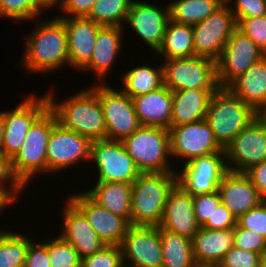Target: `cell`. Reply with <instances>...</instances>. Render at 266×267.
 Returning <instances> with one entry per match:
<instances>
[{"label":"cell","mask_w":266,"mask_h":267,"mask_svg":"<svg viewBox=\"0 0 266 267\" xmlns=\"http://www.w3.org/2000/svg\"><path fill=\"white\" fill-rule=\"evenodd\" d=\"M35 21L38 22H34V29L23 38L25 50L20 67L29 74H50L70 67L63 21L56 16L43 21L37 18Z\"/></svg>","instance_id":"obj_1"},{"label":"cell","mask_w":266,"mask_h":267,"mask_svg":"<svg viewBox=\"0 0 266 267\" xmlns=\"http://www.w3.org/2000/svg\"><path fill=\"white\" fill-rule=\"evenodd\" d=\"M51 90L45 94L49 109L55 114L57 123L91 141L107 139L101 103L92 88L87 87L75 92L68 98L60 100L59 103L56 100L54 89Z\"/></svg>","instance_id":"obj_2"},{"label":"cell","mask_w":266,"mask_h":267,"mask_svg":"<svg viewBox=\"0 0 266 267\" xmlns=\"http://www.w3.org/2000/svg\"><path fill=\"white\" fill-rule=\"evenodd\" d=\"M177 172L141 173L132 183L130 225L160 226Z\"/></svg>","instance_id":"obj_3"},{"label":"cell","mask_w":266,"mask_h":267,"mask_svg":"<svg viewBox=\"0 0 266 267\" xmlns=\"http://www.w3.org/2000/svg\"><path fill=\"white\" fill-rule=\"evenodd\" d=\"M56 123L55 114L48 108L30 127L24 144L11 159L13 175L25 190L33 177L47 176V144Z\"/></svg>","instance_id":"obj_4"},{"label":"cell","mask_w":266,"mask_h":267,"mask_svg":"<svg viewBox=\"0 0 266 267\" xmlns=\"http://www.w3.org/2000/svg\"><path fill=\"white\" fill-rule=\"evenodd\" d=\"M257 112L227 88H219L211 97L205 120L218 144L225 148L246 128Z\"/></svg>","instance_id":"obj_5"},{"label":"cell","mask_w":266,"mask_h":267,"mask_svg":"<svg viewBox=\"0 0 266 267\" xmlns=\"http://www.w3.org/2000/svg\"><path fill=\"white\" fill-rule=\"evenodd\" d=\"M122 143L141 173L177 171L174 163L169 162L171 152L168 129L140 126L130 136L124 138Z\"/></svg>","instance_id":"obj_6"},{"label":"cell","mask_w":266,"mask_h":267,"mask_svg":"<svg viewBox=\"0 0 266 267\" xmlns=\"http://www.w3.org/2000/svg\"><path fill=\"white\" fill-rule=\"evenodd\" d=\"M163 85L172 92L188 89H219L216 78V62L209 58L191 56L183 58L164 59Z\"/></svg>","instance_id":"obj_7"},{"label":"cell","mask_w":266,"mask_h":267,"mask_svg":"<svg viewBox=\"0 0 266 267\" xmlns=\"http://www.w3.org/2000/svg\"><path fill=\"white\" fill-rule=\"evenodd\" d=\"M92 85L90 87L101 103L107 139L122 141L141 126L130 96L121 89L110 87L109 83Z\"/></svg>","instance_id":"obj_8"},{"label":"cell","mask_w":266,"mask_h":267,"mask_svg":"<svg viewBox=\"0 0 266 267\" xmlns=\"http://www.w3.org/2000/svg\"><path fill=\"white\" fill-rule=\"evenodd\" d=\"M96 165V182L134 183L141 172L122 141L95 140L91 143L90 161Z\"/></svg>","instance_id":"obj_9"},{"label":"cell","mask_w":266,"mask_h":267,"mask_svg":"<svg viewBox=\"0 0 266 267\" xmlns=\"http://www.w3.org/2000/svg\"><path fill=\"white\" fill-rule=\"evenodd\" d=\"M40 96L28 94L15 108L3 111L5 126L0 152L10 160L24 144L30 127L49 108L46 94Z\"/></svg>","instance_id":"obj_10"},{"label":"cell","mask_w":266,"mask_h":267,"mask_svg":"<svg viewBox=\"0 0 266 267\" xmlns=\"http://www.w3.org/2000/svg\"><path fill=\"white\" fill-rule=\"evenodd\" d=\"M228 171L225 150H222L180 165V170L176 171L177 184L193 197L211 194L218 191V186Z\"/></svg>","instance_id":"obj_11"},{"label":"cell","mask_w":266,"mask_h":267,"mask_svg":"<svg viewBox=\"0 0 266 267\" xmlns=\"http://www.w3.org/2000/svg\"><path fill=\"white\" fill-rule=\"evenodd\" d=\"M264 56L265 53L257 44L236 28L216 61V78L219 88H226Z\"/></svg>","instance_id":"obj_12"},{"label":"cell","mask_w":266,"mask_h":267,"mask_svg":"<svg viewBox=\"0 0 266 267\" xmlns=\"http://www.w3.org/2000/svg\"><path fill=\"white\" fill-rule=\"evenodd\" d=\"M92 141L56 123L47 144V174L75 167L90 161Z\"/></svg>","instance_id":"obj_13"},{"label":"cell","mask_w":266,"mask_h":267,"mask_svg":"<svg viewBox=\"0 0 266 267\" xmlns=\"http://www.w3.org/2000/svg\"><path fill=\"white\" fill-rule=\"evenodd\" d=\"M192 27L195 55L216 62L224 45L237 28V23L229 6L224 3L208 18Z\"/></svg>","instance_id":"obj_14"},{"label":"cell","mask_w":266,"mask_h":267,"mask_svg":"<svg viewBox=\"0 0 266 267\" xmlns=\"http://www.w3.org/2000/svg\"><path fill=\"white\" fill-rule=\"evenodd\" d=\"M171 159L182 158L183 164L190 160L224 150L217 142L206 120L170 127Z\"/></svg>","instance_id":"obj_15"},{"label":"cell","mask_w":266,"mask_h":267,"mask_svg":"<svg viewBox=\"0 0 266 267\" xmlns=\"http://www.w3.org/2000/svg\"><path fill=\"white\" fill-rule=\"evenodd\" d=\"M229 171L245 172L266 161V127L256 117L225 148Z\"/></svg>","instance_id":"obj_16"},{"label":"cell","mask_w":266,"mask_h":267,"mask_svg":"<svg viewBox=\"0 0 266 267\" xmlns=\"http://www.w3.org/2000/svg\"><path fill=\"white\" fill-rule=\"evenodd\" d=\"M123 262L131 267H162L159 226L130 225L120 244Z\"/></svg>","instance_id":"obj_17"},{"label":"cell","mask_w":266,"mask_h":267,"mask_svg":"<svg viewBox=\"0 0 266 267\" xmlns=\"http://www.w3.org/2000/svg\"><path fill=\"white\" fill-rule=\"evenodd\" d=\"M153 3L149 0H134L125 22L155 53L162 43L167 23L170 20V9L169 4L162 8L156 2Z\"/></svg>","instance_id":"obj_18"},{"label":"cell","mask_w":266,"mask_h":267,"mask_svg":"<svg viewBox=\"0 0 266 267\" xmlns=\"http://www.w3.org/2000/svg\"><path fill=\"white\" fill-rule=\"evenodd\" d=\"M68 200L84 215L98 237L106 245L120 246L130 224L106 208L99 206L82 189Z\"/></svg>","instance_id":"obj_19"},{"label":"cell","mask_w":266,"mask_h":267,"mask_svg":"<svg viewBox=\"0 0 266 267\" xmlns=\"http://www.w3.org/2000/svg\"><path fill=\"white\" fill-rule=\"evenodd\" d=\"M59 236L77 251L82 259L100 251L106 244L98 237L84 215L67 199L62 207Z\"/></svg>","instance_id":"obj_20"},{"label":"cell","mask_w":266,"mask_h":267,"mask_svg":"<svg viewBox=\"0 0 266 267\" xmlns=\"http://www.w3.org/2000/svg\"><path fill=\"white\" fill-rule=\"evenodd\" d=\"M60 19L66 28L70 67L80 71L92 58L96 36L102 26L87 17Z\"/></svg>","instance_id":"obj_21"},{"label":"cell","mask_w":266,"mask_h":267,"mask_svg":"<svg viewBox=\"0 0 266 267\" xmlns=\"http://www.w3.org/2000/svg\"><path fill=\"white\" fill-rule=\"evenodd\" d=\"M160 227L190 239L200 228L195 218L193 196L179 184L168 195Z\"/></svg>","instance_id":"obj_22"},{"label":"cell","mask_w":266,"mask_h":267,"mask_svg":"<svg viewBox=\"0 0 266 267\" xmlns=\"http://www.w3.org/2000/svg\"><path fill=\"white\" fill-rule=\"evenodd\" d=\"M221 202L238 219L263 202L257 188L243 172L228 171L218 186Z\"/></svg>","instance_id":"obj_23"},{"label":"cell","mask_w":266,"mask_h":267,"mask_svg":"<svg viewBox=\"0 0 266 267\" xmlns=\"http://www.w3.org/2000/svg\"><path fill=\"white\" fill-rule=\"evenodd\" d=\"M123 27L102 26L99 29L92 58L79 72L90 71L91 73L92 71L96 73L95 78L98 82L105 83L106 77H108L106 75L114 68L120 49L124 46L122 45V36L125 35L123 33L125 25Z\"/></svg>","instance_id":"obj_24"},{"label":"cell","mask_w":266,"mask_h":267,"mask_svg":"<svg viewBox=\"0 0 266 267\" xmlns=\"http://www.w3.org/2000/svg\"><path fill=\"white\" fill-rule=\"evenodd\" d=\"M141 126L170 129L172 119V91L163 85L159 89L132 98Z\"/></svg>","instance_id":"obj_25"},{"label":"cell","mask_w":266,"mask_h":267,"mask_svg":"<svg viewBox=\"0 0 266 267\" xmlns=\"http://www.w3.org/2000/svg\"><path fill=\"white\" fill-rule=\"evenodd\" d=\"M191 240L196 264L218 265L234 246L233 229L211 230L200 227Z\"/></svg>","instance_id":"obj_26"},{"label":"cell","mask_w":266,"mask_h":267,"mask_svg":"<svg viewBox=\"0 0 266 267\" xmlns=\"http://www.w3.org/2000/svg\"><path fill=\"white\" fill-rule=\"evenodd\" d=\"M226 88L257 112L266 104V56L251 65Z\"/></svg>","instance_id":"obj_27"},{"label":"cell","mask_w":266,"mask_h":267,"mask_svg":"<svg viewBox=\"0 0 266 267\" xmlns=\"http://www.w3.org/2000/svg\"><path fill=\"white\" fill-rule=\"evenodd\" d=\"M215 92L205 89L173 91L170 127L205 120L210 99Z\"/></svg>","instance_id":"obj_28"},{"label":"cell","mask_w":266,"mask_h":267,"mask_svg":"<svg viewBox=\"0 0 266 267\" xmlns=\"http://www.w3.org/2000/svg\"><path fill=\"white\" fill-rule=\"evenodd\" d=\"M99 206L123 217L130 224L132 184L119 182H96L84 191Z\"/></svg>","instance_id":"obj_29"},{"label":"cell","mask_w":266,"mask_h":267,"mask_svg":"<svg viewBox=\"0 0 266 267\" xmlns=\"http://www.w3.org/2000/svg\"><path fill=\"white\" fill-rule=\"evenodd\" d=\"M157 58L172 59L191 57L195 55L193 43V27L191 25L180 24L168 21L163 40L155 52ZM162 56V57H161Z\"/></svg>","instance_id":"obj_30"},{"label":"cell","mask_w":266,"mask_h":267,"mask_svg":"<svg viewBox=\"0 0 266 267\" xmlns=\"http://www.w3.org/2000/svg\"><path fill=\"white\" fill-rule=\"evenodd\" d=\"M161 65H138L129 68L121 75V90L131 98L155 91L163 86V68Z\"/></svg>","instance_id":"obj_31"},{"label":"cell","mask_w":266,"mask_h":267,"mask_svg":"<svg viewBox=\"0 0 266 267\" xmlns=\"http://www.w3.org/2000/svg\"><path fill=\"white\" fill-rule=\"evenodd\" d=\"M162 245V267H194L192 240L159 226Z\"/></svg>","instance_id":"obj_32"},{"label":"cell","mask_w":266,"mask_h":267,"mask_svg":"<svg viewBox=\"0 0 266 267\" xmlns=\"http://www.w3.org/2000/svg\"><path fill=\"white\" fill-rule=\"evenodd\" d=\"M225 0H173L168 3L170 19L194 26L218 10Z\"/></svg>","instance_id":"obj_33"},{"label":"cell","mask_w":266,"mask_h":267,"mask_svg":"<svg viewBox=\"0 0 266 267\" xmlns=\"http://www.w3.org/2000/svg\"><path fill=\"white\" fill-rule=\"evenodd\" d=\"M33 237L21 232L0 230V267H24Z\"/></svg>","instance_id":"obj_34"},{"label":"cell","mask_w":266,"mask_h":267,"mask_svg":"<svg viewBox=\"0 0 266 267\" xmlns=\"http://www.w3.org/2000/svg\"><path fill=\"white\" fill-rule=\"evenodd\" d=\"M133 1L97 0L87 18L101 26L123 27Z\"/></svg>","instance_id":"obj_35"},{"label":"cell","mask_w":266,"mask_h":267,"mask_svg":"<svg viewBox=\"0 0 266 267\" xmlns=\"http://www.w3.org/2000/svg\"><path fill=\"white\" fill-rule=\"evenodd\" d=\"M48 237V255L52 267H80L77 251L59 235Z\"/></svg>","instance_id":"obj_36"},{"label":"cell","mask_w":266,"mask_h":267,"mask_svg":"<svg viewBox=\"0 0 266 267\" xmlns=\"http://www.w3.org/2000/svg\"><path fill=\"white\" fill-rule=\"evenodd\" d=\"M0 12L4 18L18 22L36 20L44 13L36 0H0Z\"/></svg>","instance_id":"obj_37"},{"label":"cell","mask_w":266,"mask_h":267,"mask_svg":"<svg viewBox=\"0 0 266 267\" xmlns=\"http://www.w3.org/2000/svg\"><path fill=\"white\" fill-rule=\"evenodd\" d=\"M123 265L121 247L106 245L100 251L82 258L80 267H122Z\"/></svg>","instance_id":"obj_38"},{"label":"cell","mask_w":266,"mask_h":267,"mask_svg":"<svg viewBox=\"0 0 266 267\" xmlns=\"http://www.w3.org/2000/svg\"><path fill=\"white\" fill-rule=\"evenodd\" d=\"M237 28L251 38L266 53V15L250 18H235Z\"/></svg>","instance_id":"obj_39"},{"label":"cell","mask_w":266,"mask_h":267,"mask_svg":"<svg viewBox=\"0 0 266 267\" xmlns=\"http://www.w3.org/2000/svg\"><path fill=\"white\" fill-rule=\"evenodd\" d=\"M234 246L239 249L266 255V239L258 233L241 228L238 224L233 228Z\"/></svg>","instance_id":"obj_40"},{"label":"cell","mask_w":266,"mask_h":267,"mask_svg":"<svg viewBox=\"0 0 266 267\" xmlns=\"http://www.w3.org/2000/svg\"><path fill=\"white\" fill-rule=\"evenodd\" d=\"M237 224L258 233L266 239V200L248 210L237 219Z\"/></svg>","instance_id":"obj_41"},{"label":"cell","mask_w":266,"mask_h":267,"mask_svg":"<svg viewBox=\"0 0 266 267\" xmlns=\"http://www.w3.org/2000/svg\"><path fill=\"white\" fill-rule=\"evenodd\" d=\"M262 255L233 246L219 262V267H258Z\"/></svg>","instance_id":"obj_42"},{"label":"cell","mask_w":266,"mask_h":267,"mask_svg":"<svg viewBox=\"0 0 266 267\" xmlns=\"http://www.w3.org/2000/svg\"><path fill=\"white\" fill-rule=\"evenodd\" d=\"M220 203L221 196L219 191L193 197L195 218L200 227L207 220H211L212 214Z\"/></svg>","instance_id":"obj_43"},{"label":"cell","mask_w":266,"mask_h":267,"mask_svg":"<svg viewBox=\"0 0 266 267\" xmlns=\"http://www.w3.org/2000/svg\"><path fill=\"white\" fill-rule=\"evenodd\" d=\"M225 3L229 6L235 18L266 15V0H225Z\"/></svg>","instance_id":"obj_44"},{"label":"cell","mask_w":266,"mask_h":267,"mask_svg":"<svg viewBox=\"0 0 266 267\" xmlns=\"http://www.w3.org/2000/svg\"><path fill=\"white\" fill-rule=\"evenodd\" d=\"M35 241L29 244L24 267H52L48 255V239L39 243Z\"/></svg>","instance_id":"obj_45"},{"label":"cell","mask_w":266,"mask_h":267,"mask_svg":"<svg viewBox=\"0 0 266 267\" xmlns=\"http://www.w3.org/2000/svg\"><path fill=\"white\" fill-rule=\"evenodd\" d=\"M236 224L237 218L221 202L212 214L211 220H207L201 227L211 230H225L233 229Z\"/></svg>","instance_id":"obj_46"},{"label":"cell","mask_w":266,"mask_h":267,"mask_svg":"<svg viewBox=\"0 0 266 267\" xmlns=\"http://www.w3.org/2000/svg\"><path fill=\"white\" fill-rule=\"evenodd\" d=\"M96 1L97 0H64L60 8L64 15H57V17H87Z\"/></svg>","instance_id":"obj_47"},{"label":"cell","mask_w":266,"mask_h":267,"mask_svg":"<svg viewBox=\"0 0 266 267\" xmlns=\"http://www.w3.org/2000/svg\"><path fill=\"white\" fill-rule=\"evenodd\" d=\"M244 173L257 188L263 200H266V161L251 166Z\"/></svg>","instance_id":"obj_48"},{"label":"cell","mask_w":266,"mask_h":267,"mask_svg":"<svg viewBox=\"0 0 266 267\" xmlns=\"http://www.w3.org/2000/svg\"><path fill=\"white\" fill-rule=\"evenodd\" d=\"M10 186V187H7ZM24 187L21 184L0 185V213L2 210L18 202L20 193L23 195Z\"/></svg>","instance_id":"obj_49"},{"label":"cell","mask_w":266,"mask_h":267,"mask_svg":"<svg viewBox=\"0 0 266 267\" xmlns=\"http://www.w3.org/2000/svg\"><path fill=\"white\" fill-rule=\"evenodd\" d=\"M20 184L11 169V160L0 152V185Z\"/></svg>","instance_id":"obj_50"},{"label":"cell","mask_w":266,"mask_h":267,"mask_svg":"<svg viewBox=\"0 0 266 267\" xmlns=\"http://www.w3.org/2000/svg\"><path fill=\"white\" fill-rule=\"evenodd\" d=\"M38 3V7L42 10V11H47L45 9H49L50 8H58V10L62 7L64 0H36Z\"/></svg>","instance_id":"obj_51"},{"label":"cell","mask_w":266,"mask_h":267,"mask_svg":"<svg viewBox=\"0 0 266 267\" xmlns=\"http://www.w3.org/2000/svg\"><path fill=\"white\" fill-rule=\"evenodd\" d=\"M256 117L264 124L266 127V104L263 105L258 111Z\"/></svg>","instance_id":"obj_52"},{"label":"cell","mask_w":266,"mask_h":267,"mask_svg":"<svg viewBox=\"0 0 266 267\" xmlns=\"http://www.w3.org/2000/svg\"><path fill=\"white\" fill-rule=\"evenodd\" d=\"M5 121L3 118V111L0 112V146L3 140Z\"/></svg>","instance_id":"obj_53"},{"label":"cell","mask_w":266,"mask_h":267,"mask_svg":"<svg viewBox=\"0 0 266 267\" xmlns=\"http://www.w3.org/2000/svg\"><path fill=\"white\" fill-rule=\"evenodd\" d=\"M258 267H266V255L262 256L260 259Z\"/></svg>","instance_id":"obj_54"},{"label":"cell","mask_w":266,"mask_h":267,"mask_svg":"<svg viewBox=\"0 0 266 267\" xmlns=\"http://www.w3.org/2000/svg\"><path fill=\"white\" fill-rule=\"evenodd\" d=\"M194 267H219V266L211 264H196Z\"/></svg>","instance_id":"obj_55"}]
</instances>
